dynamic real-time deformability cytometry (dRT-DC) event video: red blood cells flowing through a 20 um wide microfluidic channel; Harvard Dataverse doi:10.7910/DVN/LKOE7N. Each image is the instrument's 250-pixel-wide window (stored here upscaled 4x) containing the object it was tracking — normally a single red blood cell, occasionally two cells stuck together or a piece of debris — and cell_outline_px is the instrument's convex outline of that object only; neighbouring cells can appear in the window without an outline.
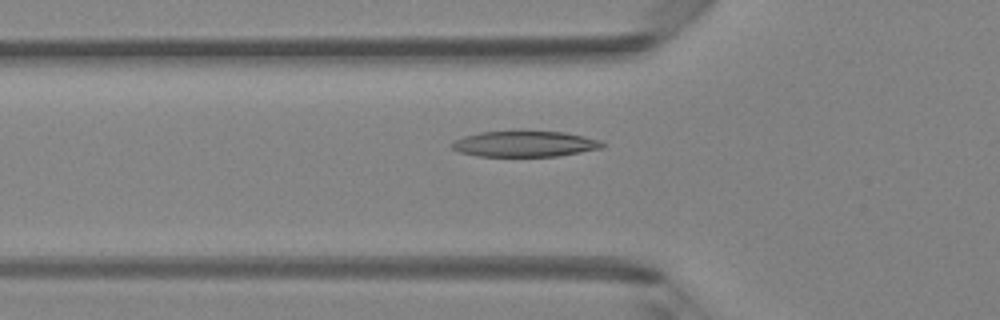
{"species": "Egyptian fruit bat (a non-hibernating species)", "species_latin": "Rousettus aegyptiacus", "temperature_condition": "room temperature", "stored_images_in_passage": 36, "camera_frame_rate_fps": 3000, "um_per_image_px": 0.085, "animal": {"sex": "female"}, "frame": {"image": 1, "passage_image": 8, "time_ms": 2.333, "image_size_px": [1000, 320], "cell_outline_px": [[604, 148], [560, 156], [476, 156], [460, 152], [452, 148], [452, 144], [456, 140], [464, 136], [480, 132], [564, 132], [584, 136], [600, 140], [604, 144]], "centroid_in_image_um": [44.65, 12.25], "position_along_channel_um": 81.1, "area_um2": 22.37}}
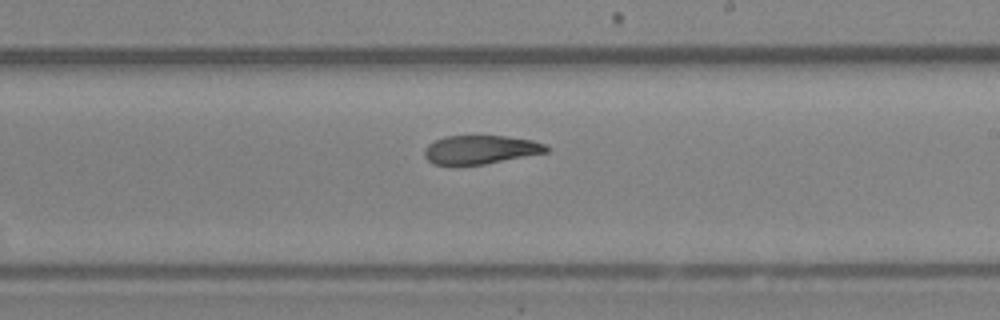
{"frame": {"image": 2, "passage_image": 20, "time_ms": 6.333, "image_size_px": [1000, 320], "cell_outline_px": [[552, 148], [548, 152], [484, 164], [456, 168], [432, 164], [424, 156], [424, 148], [428, 144], [444, 136], [508, 136], [532, 140], [544, 144]], "centroid_in_image_um": [40.79, 12.76], "position_along_channel_um": 248.2, "area_um2": 21.04}}
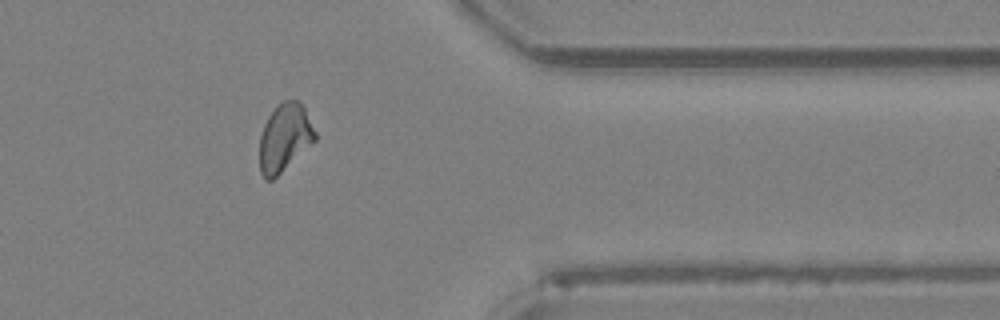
{"frame": {"image": 3, "passage_image": 31, "time_ms": 10.0, "image_size_px": [1000, 320], "cell_outline_px": [[316, 140], [272, 180], [264, 180], [260, 172], [260, 136], [264, 124], [268, 116], [284, 100], [300, 100], [316, 132]], "centroid_in_image_um": [24.19, 11.71], "position_along_channel_um": 387.2, "area_um2": 21.68}}